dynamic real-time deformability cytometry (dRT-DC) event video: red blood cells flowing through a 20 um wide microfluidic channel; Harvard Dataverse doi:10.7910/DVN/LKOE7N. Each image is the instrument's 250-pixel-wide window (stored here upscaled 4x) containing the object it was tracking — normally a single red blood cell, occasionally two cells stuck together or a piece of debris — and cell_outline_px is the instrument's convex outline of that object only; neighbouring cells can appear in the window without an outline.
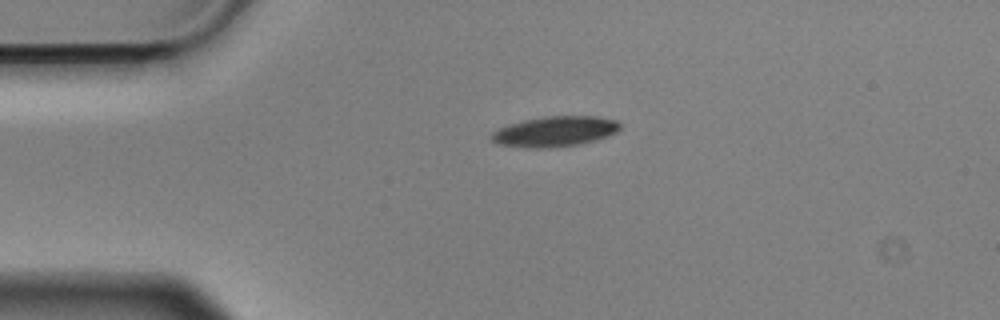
{"species": "Egyptian fruit bat (a non-hibernating species)", "species_latin": "Rousettus aegyptiacus", "temperature_condition": "cold", "stored_images_in_passage": 45, "camera_frame_rate_fps": 3000, "um_per_image_px": 0.085, "animal": {"sex": "male"}, "frame": {"image": 1, "passage_image": 1, "time_ms": 0.0, "image_size_px": [1000, 320], "cell_outline_px": [[620, 128], [616, 132], [608, 136], [596, 140], [576, 144], [548, 148], [528, 148], [500, 144], [492, 140], [488, 136], [492, 132], [508, 124], [524, 120], [544, 116], [592, 116], [616, 120], [620, 124]], "centroid_in_image_um": [47.14, 11.17], "position_along_channel_um": 37.9, "area_um2": 22.6}}
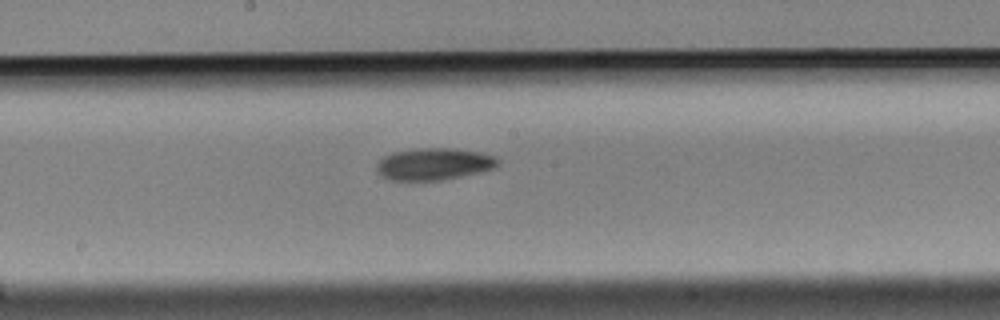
{"frame": {"image": 2, "passage_image": 18, "time_ms": 5.667, "image_size_px": [1000, 320], "cell_outline_px": [[500, 164], [492, 168], [480, 172], [440, 180], [392, 180], [380, 176], [376, 172], [376, 164], [384, 156], [392, 152], [416, 148], [452, 148], [484, 152], [496, 156], [500, 160]], "centroid_in_image_um": [36.89, 13.93], "position_along_channel_um": 211.3, "area_um2": 22.83}}
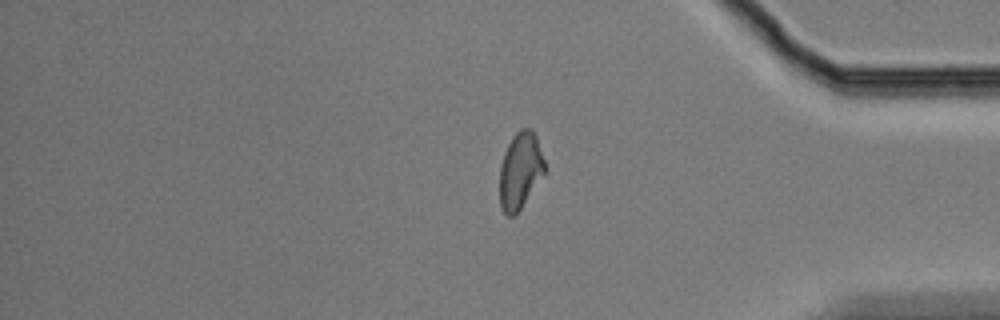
{"frame": {"image": 3, "passage_image": 35, "time_ms": 11.333, "image_size_px": [1000, 320], "cell_outline_px": [[548, 168], [520, 208], [512, 216], [508, 216], [504, 212], [500, 204], [500, 164], [504, 152], [512, 136], [520, 128], [532, 128], [536, 136]], "centroid_in_image_um": [44.23, 14.44], "position_along_channel_um": 391.0, "area_um2": 20.11}, "authors_computed_cell_mechanics": {"area_um2": 21.2704, "velocity_mm_per_s": 3.573, "shape_relaxation_time_tau1_ms": 6.6346, "shape_relaxation_time_tau2_ms": null, "deformation_change_tau1": 0.162, "deformation_change_tau2": null}}